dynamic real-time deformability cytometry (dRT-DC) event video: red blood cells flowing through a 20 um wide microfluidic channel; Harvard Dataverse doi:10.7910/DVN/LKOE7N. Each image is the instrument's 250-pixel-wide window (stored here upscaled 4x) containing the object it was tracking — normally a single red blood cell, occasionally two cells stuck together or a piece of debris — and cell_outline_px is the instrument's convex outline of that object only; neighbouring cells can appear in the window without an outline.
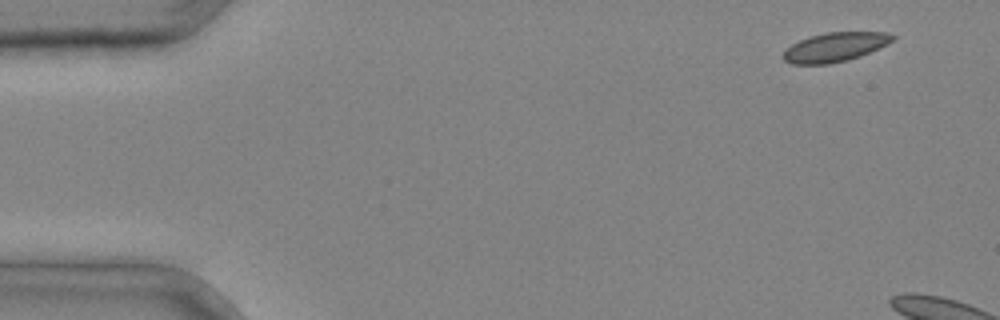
{"species": "common noctule bat (a hibernating species)", "species_latin": "Nyctalus noctula", "temperature_condition": "cold", "stored_images_in_passage": 4, "camera_frame_rate_fps": 3000, "um_per_image_px": 0.085, "animal": {"sex": "male", "body_mass_g": 20.4}, "frame": {"image": 1, "passage_image": 1, "time_ms": 0.0, "image_size_px": [1000, 320], "cell_outline_px": [[896, 36], [888, 44], [860, 56], [848, 60], [828, 64], [792, 64], [784, 60], [784, 52], [792, 44], [800, 40], [812, 36], [828, 32], [888, 32]], "centroid_in_image_um": [71.01, 4.0], "position_along_channel_um": 14.0, "area_um2": 18.38}}